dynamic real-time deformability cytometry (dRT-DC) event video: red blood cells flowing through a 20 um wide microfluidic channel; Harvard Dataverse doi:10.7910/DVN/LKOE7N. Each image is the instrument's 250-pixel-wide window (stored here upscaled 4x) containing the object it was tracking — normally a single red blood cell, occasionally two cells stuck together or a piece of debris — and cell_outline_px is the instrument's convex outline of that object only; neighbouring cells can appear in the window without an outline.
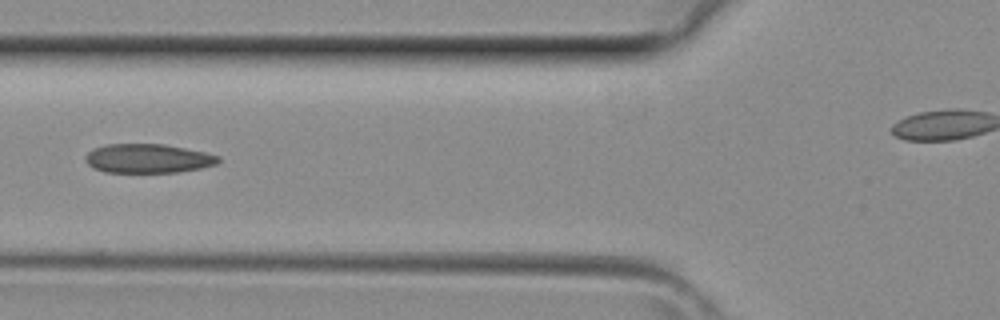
{"species": "common noctule bat (a hibernating species)", "species_latin": "Nyctalus noctula", "temperature_condition": "room temperature", "stored_images_in_passage": 6, "segment_of_instrument_passage": [1, 2], "camera_frame_rate_fps": 3000, "um_per_image_px": 0.085, "animal": {"sex": "female", "body_mass_g": 29.2, "forearm_length_mm": 56.3}, "frame": {"image": 1, "passage_image": 5, "time_ms": 1.333, "image_size_px": [1000, 320], "cell_outline_px": [[220, 160], [216, 164], [200, 168], [180, 172], [104, 172], [88, 164], [84, 160], [84, 156], [92, 148], [108, 144], [164, 144], [204, 152], [220, 156]], "centroid_in_image_um": [12.56, 13.46], "position_along_channel_um": 113.2, "area_um2": 22.48}}